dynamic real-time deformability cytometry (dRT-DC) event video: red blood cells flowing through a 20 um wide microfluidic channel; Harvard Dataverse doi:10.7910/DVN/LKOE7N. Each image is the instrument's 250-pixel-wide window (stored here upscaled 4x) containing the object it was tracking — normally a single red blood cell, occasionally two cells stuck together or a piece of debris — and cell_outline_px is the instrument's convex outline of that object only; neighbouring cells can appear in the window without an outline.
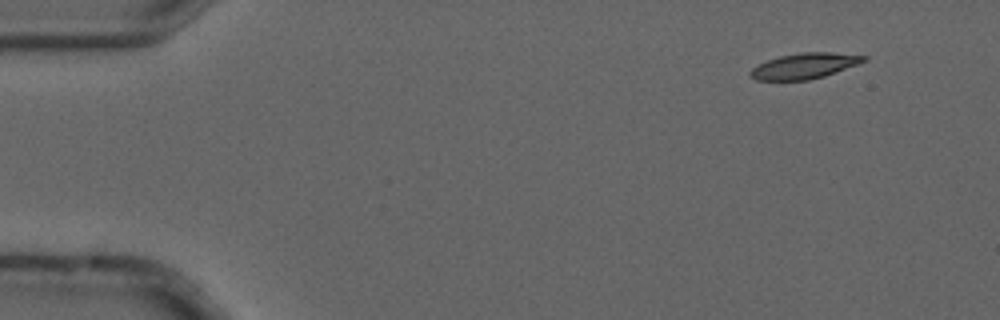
{"species": "common noctule bat (a hibernating species)", "species_latin": "Nyctalus noctula", "temperature_condition": "cold", "stored_images_in_passage": 4, "camera_frame_rate_fps": 3000, "um_per_image_px": 0.085, "animal": {"sex": "male", "forearm_length_mm": 52.5}, "frame": {"image": 1, "passage_image": 1, "time_ms": 0.0, "image_size_px": [1000, 320], "cell_outline_px": [[868, 60], [824, 76], [808, 80], [756, 80], [748, 72], [752, 68], [768, 60], [780, 56], [800, 52], [832, 52], [868, 56]], "centroid_in_image_um": [68.4, 5.59], "position_along_channel_um": 16.6, "area_um2": 16.76}}